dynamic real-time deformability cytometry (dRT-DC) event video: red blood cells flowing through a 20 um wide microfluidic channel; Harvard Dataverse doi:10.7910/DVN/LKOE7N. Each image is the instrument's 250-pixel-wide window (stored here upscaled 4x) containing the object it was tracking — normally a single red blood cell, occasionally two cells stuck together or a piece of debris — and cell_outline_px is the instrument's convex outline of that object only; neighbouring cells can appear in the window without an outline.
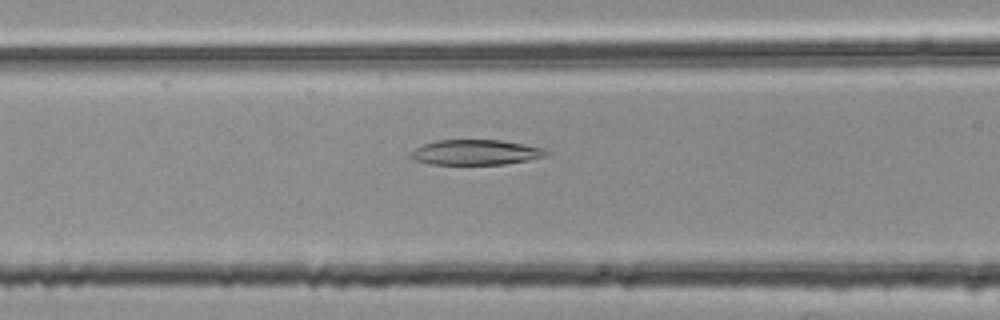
{"species": "common noctule bat (a hibernating species)", "species_latin": "Nyctalus noctula", "temperature_condition": "room temperature", "stored_images_in_passage": 35, "camera_frame_rate_fps": 3000, "um_per_image_px": 0.085, "animal": {"sex": "female", "body_mass_g": 25.1}, "frame": {"image": 1, "passage_image": 9, "time_ms": 2.667, "image_size_px": [1000, 320], "cell_outline_px": [[548, 152], [544, 156], [528, 160], [504, 164], [432, 164], [416, 160], [408, 156], [416, 148], [424, 144], [436, 140], [500, 140], [540, 148]], "centroid_in_image_um": [40.37, 12.95], "position_along_channel_um": 126.2, "area_um2": 19.42}}
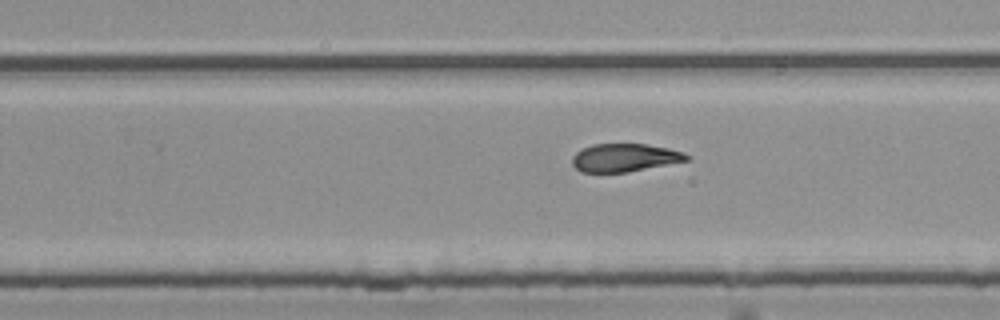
{"frame": {"image": 2, "passage_image": 21, "time_ms": 6.667, "image_size_px": [1000, 320], "cell_outline_px": [[692, 156], [688, 160], [628, 172], [580, 172], [572, 164], [572, 156], [580, 148], [592, 144], [644, 144], [668, 148], [684, 152]], "centroid_in_image_um": [53.07, 13.4], "position_along_channel_um": 276.7, "area_um2": 18.79}}
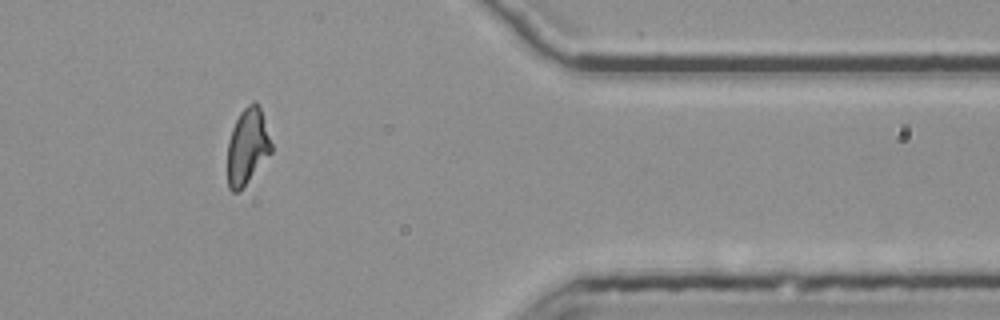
{"frame": {"image": 3, "passage_image": 32, "time_ms": 10.333, "image_size_px": [1000, 320], "cell_outline_px": [[272, 152], [248, 180], [236, 192], [232, 192], [228, 188], [228, 140], [232, 128], [240, 112], [252, 100], [256, 100], [260, 108], [272, 144]], "centroid_in_image_um": [21.02, 12.4], "position_along_channel_um": 390.4, "area_um2": 19.13}, "authors_computed_cell_mechanics": {"area_um2": 19.941, "velocity_mm_per_s": 3.7686, "shape_relaxation_time_tau1_ms": null, "shape_relaxation_time_tau2_ms": 1.8384, "deformation_change_tau1": null, "deformation_change_tau2": 0.098}}